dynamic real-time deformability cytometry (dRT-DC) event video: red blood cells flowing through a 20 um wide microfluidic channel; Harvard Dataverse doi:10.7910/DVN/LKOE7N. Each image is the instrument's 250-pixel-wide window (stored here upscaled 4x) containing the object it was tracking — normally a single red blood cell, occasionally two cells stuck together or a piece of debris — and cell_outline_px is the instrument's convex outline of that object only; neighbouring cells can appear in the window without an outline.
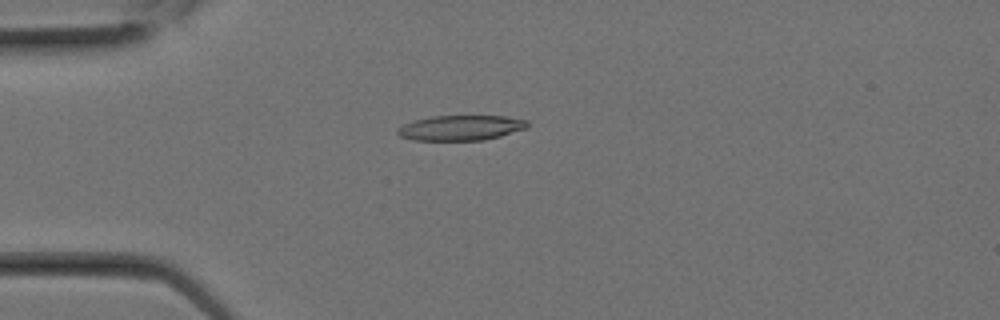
{"species": "Egyptian fruit bat (a non-hibernating species)", "species_latin": "Rousettus aegyptiacus", "temperature_condition": "room temperature", "stored_images_in_passage": 1, "camera_frame_rate_fps": 3000, "um_per_image_px": 0.085, "animal": {"sex": "female"}, "frame": {"image": 1, "passage_image": 1, "time_ms": 0.0, "image_size_px": [1000, 320], "cell_outline_px": [[528, 128], [500, 136], [484, 140], [412, 140], [400, 136], [396, 132], [396, 128], [404, 124], [416, 120], [432, 116], [508, 116], [528, 120]], "centroid_in_image_um": [39.19, 10.86], "position_along_channel_um": 45.8, "area_um2": 19.07}}